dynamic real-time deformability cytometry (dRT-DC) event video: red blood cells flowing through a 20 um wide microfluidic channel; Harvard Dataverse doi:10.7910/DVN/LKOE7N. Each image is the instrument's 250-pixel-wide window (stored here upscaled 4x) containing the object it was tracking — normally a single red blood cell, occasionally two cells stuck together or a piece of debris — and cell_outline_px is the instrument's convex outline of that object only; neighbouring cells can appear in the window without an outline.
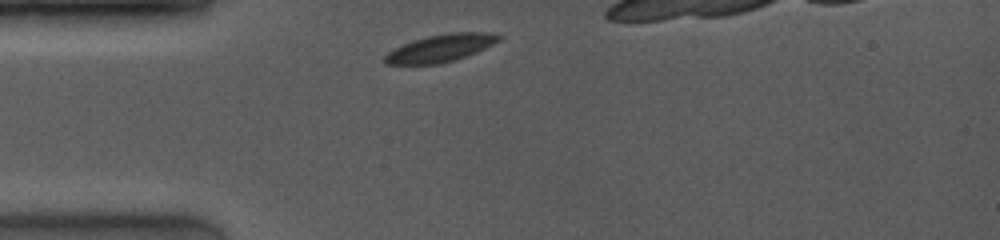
{"species": "common noctule bat (a hibernating species)", "species_latin": "Nyctalus noctula", "temperature_condition": "room temperature", "stored_images_in_passage": 9, "camera_frame_rate_fps": 4000, "um_per_image_px": 0.085, "animal": {"sex": "female", "body_mass_g": 19.0, "forearm_length_mm": 53.3}, "frame": {"image": 1, "passage_image": 1, "time_ms": 0.0, "image_size_px": [1000, 240], "cell_outline_px": [[504, 36], [500, 40], [476, 52], [440, 64], [384, 64], [384, 56], [392, 48], [428, 36], [448, 32], [496, 32]], "centroid_in_image_um": [37.47, 4.07], "position_along_channel_um": 47.5, "area_um2": 18.15}}
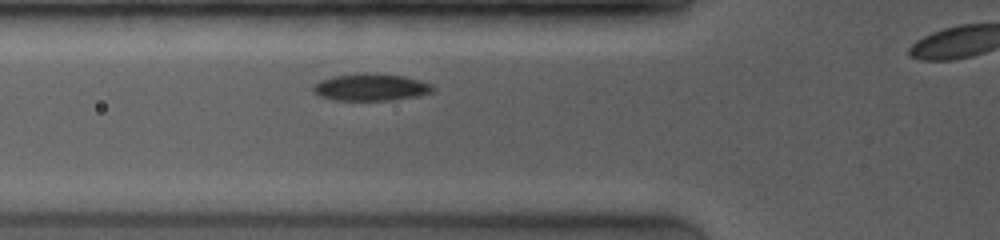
{"frame": {"image": 2, "passage_image": 6, "time_ms": 1.5, "image_size_px": [1000, 240], "cell_outline_px": [[432, 92], [416, 96], [392, 100], [332, 100], [320, 96], [312, 92], [312, 88], [320, 80], [332, 76], [364, 72], [376, 72], [404, 76], [420, 80], [432, 84]], "centroid_in_image_um": [31.49, 7.4], "position_along_channel_um": 94.3, "area_um2": 19.07}}